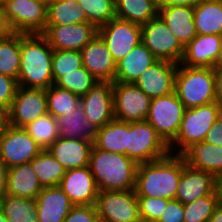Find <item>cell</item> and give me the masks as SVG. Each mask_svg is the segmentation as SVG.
I'll list each match as a JSON object with an SVG mask.
<instances>
[{
  "label": "cell",
  "instance_id": "f6af8a7d",
  "mask_svg": "<svg viewBox=\"0 0 222 222\" xmlns=\"http://www.w3.org/2000/svg\"><path fill=\"white\" fill-rule=\"evenodd\" d=\"M158 221L184 222V205L176 199L169 200Z\"/></svg>",
  "mask_w": 222,
  "mask_h": 222
},
{
  "label": "cell",
  "instance_id": "11a10c76",
  "mask_svg": "<svg viewBox=\"0 0 222 222\" xmlns=\"http://www.w3.org/2000/svg\"><path fill=\"white\" fill-rule=\"evenodd\" d=\"M213 68H222V44H221V47L219 49V54H218V57L215 61V64H214Z\"/></svg>",
  "mask_w": 222,
  "mask_h": 222
},
{
  "label": "cell",
  "instance_id": "cb8c5ba5",
  "mask_svg": "<svg viewBox=\"0 0 222 222\" xmlns=\"http://www.w3.org/2000/svg\"><path fill=\"white\" fill-rule=\"evenodd\" d=\"M158 16L167 24L183 47L197 35L193 18L194 7L160 6Z\"/></svg>",
  "mask_w": 222,
  "mask_h": 222
},
{
  "label": "cell",
  "instance_id": "44dd1931",
  "mask_svg": "<svg viewBox=\"0 0 222 222\" xmlns=\"http://www.w3.org/2000/svg\"><path fill=\"white\" fill-rule=\"evenodd\" d=\"M222 44V36L197 34L185 47L180 64L213 68Z\"/></svg>",
  "mask_w": 222,
  "mask_h": 222
},
{
  "label": "cell",
  "instance_id": "6f0895ef",
  "mask_svg": "<svg viewBox=\"0 0 222 222\" xmlns=\"http://www.w3.org/2000/svg\"><path fill=\"white\" fill-rule=\"evenodd\" d=\"M47 7L50 5V4H53L55 2H58L60 0H41Z\"/></svg>",
  "mask_w": 222,
  "mask_h": 222
},
{
  "label": "cell",
  "instance_id": "83f0119b",
  "mask_svg": "<svg viewBox=\"0 0 222 222\" xmlns=\"http://www.w3.org/2000/svg\"><path fill=\"white\" fill-rule=\"evenodd\" d=\"M58 138H73L92 143L96 140L97 128L87 120L82 105L72 115L57 118Z\"/></svg>",
  "mask_w": 222,
  "mask_h": 222
},
{
  "label": "cell",
  "instance_id": "ba28073f",
  "mask_svg": "<svg viewBox=\"0 0 222 222\" xmlns=\"http://www.w3.org/2000/svg\"><path fill=\"white\" fill-rule=\"evenodd\" d=\"M95 206L99 222H142L135 190L99 191Z\"/></svg>",
  "mask_w": 222,
  "mask_h": 222
},
{
  "label": "cell",
  "instance_id": "ee69618b",
  "mask_svg": "<svg viewBox=\"0 0 222 222\" xmlns=\"http://www.w3.org/2000/svg\"><path fill=\"white\" fill-rule=\"evenodd\" d=\"M17 87L16 79L0 73V106L10 109Z\"/></svg>",
  "mask_w": 222,
  "mask_h": 222
},
{
  "label": "cell",
  "instance_id": "60d3db41",
  "mask_svg": "<svg viewBox=\"0 0 222 222\" xmlns=\"http://www.w3.org/2000/svg\"><path fill=\"white\" fill-rule=\"evenodd\" d=\"M215 191L184 205V222H208L217 207Z\"/></svg>",
  "mask_w": 222,
  "mask_h": 222
},
{
  "label": "cell",
  "instance_id": "9f6ffc18",
  "mask_svg": "<svg viewBox=\"0 0 222 222\" xmlns=\"http://www.w3.org/2000/svg\"><path fill=\"white\" fill-rule=\"evenodd\" d=\"M0 222H10L3 214L2 209L0 208Z\"/></svg>",
  "mask_w": 222,
  "mask_h": 222
},
{
  "label": "cell",
  "instance_id": "9c48e42d",
  "mask_svg": "<svg viewBox=\"0 0 222 222\" xmlns=\"http://www.w3.org/2000/svg\"><path fill=\"white\" fill-rule=\"evenodd\" d=\"M141 42L158 60L176 64L182 60L184 47L159 16L141 25Z\"/></svg>",
  "mask_w": 222,
  "mask_h": 222
},
{
  "label": "cell",
  "instance_id": "f546056e",
  "mask_svg": "<svg viewBox=\"0 0 222 222\" xmlns=\"http://www.w3.org/2000/svg\"><path fill=\"white\" fill-rule=\"evenodd\" d=\"M93 145L100 150L127 156V122L114 119L97 129L96 140Z\"/></svg>",
  "mask_w": 222,
  "mask_h": 222
},
{
  "label": "cell",
  "instance_id": "7402d4cb",
  "mask_svg": "<svg viewBox=\"0 0 222 222\" xmlns=\"http://www.w3.org/2000/svg\"><path fill=\"white\" fill-rule=\"evenodd\" d=\"M93 143L73 138H58L47 150L66 169L89 166Z\"/></svg>",
  "mask_w": 222,
  "mask_h": 222
},
{
  "label": "cell",
  "instance_id": "bcb514c9",
  "mask_svg": "<svg viewBox=\"0 0 222 222\" xmlns=\"http://www.w3.org/2000/svg\"><path fill=\"white\" fill-rule=\"evenodd\" d=\"M204 142L222 146V115L209 129Z\"/></svg>",
  "mask_w": 222,
  "mask_h": 222
},
{
  "label": "cell",
  "instance_id": "5bb4252c",
  "mask_svg": "<svg viewBox=\"0 0 222 222\" xmlns=\"http://www.w3.org/2000/svg\"><path fill=\"white\" fill-rule=\"evenodd\" d=\"M116 63L141 43V25L113 18L98 28Z\"/></svg>",
  "mask_w": 222,
  "mask_h": 222
},
{
  "label": "cell",
  "instance_id": "52a82bcc",
  "mask_svg": "<svg viewBox=\"0 0 222 222\" xmlns=\"http://www.w3.org/2000/svg\"><path fill=\"white\" fill-rule=\"evenodd\" d=\"M186 108L176 92L151 99L146 121L169 145L177 136Z\"/></svg>",
  "mask_w": 222,
  "mask_h": 222
},
{
  "label": "cell",
  "instance_id": "d6986e66",
  "mask_svg": "<svg viewBox=\"0 0 222 222\" xmlns=\"http://www.w3.org/2000/svg\"><path fill=\"white\" fill-rule=\"evenodd\" d=\"M82 63L98 81L114 82L117 63L99 34L81 50Z\"/></svg>",
  "mask_w": 222,
  "mask_h": 222
},
{
  "label": "cell",
  "instance_id": "30bf717a",
  "mask_svg": "<svg viewBox=\"0 0 222 222\" xmlns=\"http://www.w3.org/2000/svg\"><path fill=\"white\" fill-rule=\"evenodd\" d=\"M4 9L14 32L42 34L45 31L48 7L41 0H8Z\"/></svg>",
  "mask_w": 222,
  "mask_h": 222
},
{
  "label": "cell",
  "instance_id": "ac0fdd59",
  "mask_svg": "<svg viewBox=\"0 0 222 222\" xmlns=\"http://www.w3.org/2000/svg\"><path fill=\"white\" fill-rule=\"evenodd\" d=\"M59 186L74 205L96 204L99 190L89 166L66 170Z\"/></svg>",
  "mask_w": 222,
  "mask_h": 222
},
{
  "label": "cell",
  "instance_id": "d590c367",
  "mask_svg": "<svg viewBox=\"0 0 222 222\" xmlns=\"http://www.w3.org/2000/svg\"><path fill=\"white\" fill-rule=\"evenodd\" d=\"M46 96L48 114L56 119L62 115H72L81 105L79 96L54 84L46 89Z\"/></svg>",
  "mask_w": 222,
  "mask_h": 222
},
{
  "label": "cell",
  "instance_id": "ffe728a7",
  "mask_svg": "<svg viewBox=\"0 0 222 222\" xmlns=\"http://www.w3.org/2000/svg\"><path fill=\"white\" fill-rule=\"evenodd\" d=\"M215 181L216 177L212 173L191 168L183 159V171L175 199L186 205L208 196L215 190Z\"/></svg>",
  "mask_w": 222,
  "mask_h": 222
},
{
  "label": "cell",
  "instance_id": "8d00e7d4",
  "mask_svg": "<svg viewBox=\"0 0 222 222\" xmlns=\"http://www.w3.org/2000/svg\"><path fill=\"white\" fill-rule=\"evenodd\" d=\"M23 128L43 150L58 139L57 120L50 114L37 118Z\"/></svg>",
  "mask_w": 222,
  "mask_h": 222
},
{
  "label": "cell",
  "instance_id": "681fc988",
  "mask_svg": "<svg viewBox=\"0 0 222 222\" xmlns=\"http://www.w3.org/2000/svg\"><path fill=\"white\" fill-rule=\"evenodd\" d=\"M200 0H156L160 6H190L194 7Z\"/></svg>",
  "mask_w": 222,
  "mask_h": 222
},
{
  "label": "cell",
  "instance_id": "9a60e30c",
  "mask_svg": "<svg viewBox=\"0 0 222 222\" xmlns=\"http://www.w3.org/2000/svg\"><path fill=\"white\" fill-rule=\"evenodd\" d=\"M80 102L87 120L97 129L115 119L111 81H97Z\"/></svg>",
  "mask_w": 222,
  "mask_h": 222
},
{
  "label": "cell",
  "instance_id": "680465c9",
  "mask_svg": "<svg viewBox=\"0 0 222 222\" xmlns=\"http://www.w3.org/2000/svg\"><path fill=\"white\" fill-rule=\"evenodd\" d=\"M8 0H0V6L4 7Z\"/></svg>",
  "mask_w": 222,
  "mask_h": 222
},
{
  "label": "cell",
  "instance_id": "f1b7e54d",
  "mask_svg": "<svg viewBox=\"0 0 222 222\" xmlns=\"http://www.w3.org/2000/svg\"><path fill=\"white\" fill-rule=\"evenodd\" d=\"M193 18L197 34L222 36V0H200Z\"/></svg>",
  "mask_w": 222,
  "mask_h": 222
},
{
  "label": "cell",
  "instance_id": "3957f363",
  "mask_svg": "<svg viewBox=\"0 0 222 222\" xmlns=\"http://www.w3.org/2000/svg\"><path fill=\"white\" fill-rule=\"evenodd\" d=\"M137 166L124 154L92 147L89 168L99 191L135 190Z\"/></svg>",
  "mask_w": 222,
  "mask_h": 222
},
{
  "label": "cell",
  "instance_id": "1f68e13d",
  "mask_svg": "<svg viewBox=\"0 0 222 222\" xmlns=\"http://www.w3.org/2000/svg\"><path fill=\"white\" fill-rule=\"evenodd\" d=\"M30 163L43 188L60 185L66 169L47 149L42 150Z\"/></svg>",
  "mask_w": 222,
  "mask_h": 222
},
{
  "label": "cell",
  "instance_id": "484cf974",
  "mask_svg": "<svg viewBox=\"0 0 222 222\" xmlns=\"http://www.w3.org/2000/svg\"><path fill=\"white\" fill-rule=\"evenodd\" d=\"M158 59L141 42L117 62L114 82L134 83L144 70Z\"/></svg>",
  "mask_w": 222,
  "mask_h": 222
},
{
  "label": "cell",
  "instance_id": "603a6c76",
  "mask_svg": "<svg viewBox=\"0 0 222 222\" xmlns=\"http://www.w3.org/2000/svg\"><path fill=\"white\" fill-rule=\"evenodd\" d=\"M36 204L38 222H63L74 206L60 186L43 188Z\"/></svg>",
  "mask_w": 222,
  "mask_h": 222
},
{
  "label": "cell",
  "instance_id": "91938a15",
  "mask_svg": "<svg viewBox=\"0 0 222 222\" xmlns=\"http://www.w3.org/2000/svg\"><path fill=\"white\" fill-rule=\"evenodd\" d=\"M143 222H160L158 220H153V221H143Z\"/></svg>",
  "mask_w": 222,
  "mask_h": 222
},
{
  "label": "cell",
  "instance_id": "2e32d148",
  "mask_svg": "<svg viewBox=\"0 0 222 222\" xmlns=\"http://www.w3.org/2000/svg\"><path fill=\"white\" fill-rule=\"evenodd\" d=\"M98 34V28L89 22L73 25H46L42 35L55 50L81 51Z\"/></svg>",
  "mask_w": 222,
  "mask_h": 222
},
{
  "label": "cell",
  "instance_id": "d6a6232c",
  "mask_svg": "<svg viewBox=\"0 0 222 222\" xmlns=\"http://www.w3.org/2000/svg\"><path fill=\"white\" fill-rule=\"evenodd\" d=\"M0 208L10 222H38L36 199L5 194L0 197Z\"/></svg>",
  "mask_w": 222,
  "mask_h": 222
},
{
  "label": "cell",
  "instance_id": "7a4b0ae2",
  "mask_svg": "<svg viewBox=\"0 0 222 222\" xmlns=\"http://www.w3.org/2000/svg\"><path fill=\"white\" fill-rule=\"evenodd\" d=\"M53 48L42 34H21L18 86L48 89L54 84Z\"/></svg>",
  "mask_w": 222,
  "mask_h": 222
},
{
  "label": "cell",
  "instance_id": "7dc6e473",
  "mask_svg": "<svg viewBox=\"0 0 222 222\" xmlns=\"http://www.w3.org/2000/svg\"><path fill=\"white\" fill-rule=\"evenodd\" d=\"M14 33V30L12 29L4 7L0 6V39L6 38Z\"/></svg>",
  "mask_w": 222,
  "mask_h": 222
},
{
  "label": "cell",
  "instance_id": "8fae6325",
  "mask_svg": "<svg viewBox=\"0 0 222 222\" xmlns=\"http://www.w3.org/2000/svg\"><path fill=\"white\" fill-rule=\"evenodd\" d=\"M115 119L123 122L145 121L151 98L134 83L113 82Z\"/></svg>",
  "mask_w": 222,
  "mask_h": 222
},
{
  "label": "cell",
  "instance_id": "6da1fadb",
  "mask_svg": "<svg viewBox=\"0 0 222 222\" xmlns=\"http://www.w3.org/2000/svg\"><path fill=\"white\" fill-rule=\"evenodd\" d=\"M183 171L180 154L167 156L137 166L135 192L137 196L175 199Z\"/></svg>",
  "mask_w": 222,
  "mask_h": 222
},
{
  "label": "cell",
  "instance_id": "4dcf8cb0",
  "mask_svg": "<svg viewBox=\"0 0 222 222\" xmlns=\"http://www.w3.org/2000/svg\"><path fill=\"white\" fill-rule=\"evenodd\" d=\"M116 18L139 25L158 16L156 0H115Z\"/></svg>",
  "mask_w": 222,
  "mask_h": 222
},
{
  "label": "cell",
  "instance_id": "5b68a950",
  "mask_svg": "<svg viewBox=\"0 0 222 222\" xmlns=\"http://www.w3.org/2000/svg\"><path fill=\"white\" fill-rule=\"evenodd\" d=\"M221 115L222 108L216 101L207 105L186 109L178 134L168 145L169 152L181 154L192 143L203 142L209 129Z\"/></svg>",
  "mask_w": 222,
  "mask_h": 222
},
{
  "label": "cell",
  "instance_id": "db71d44e",
  "mask_svg": "<svg viewBox=\"0 0 222 222\" xmlns=\"http://www.w3.org/2000/svg\"><path fill=\"white\" fill-rule=\"evenodd\" d=\"M208 222H222V207H216Z\"/></svg>",
  "mask_w": 222,
  "mask_h": 222
},
{
  "label": "cell",
  "instance_id": "c3c4849f",
  "mask_svg": "<svg viewBox=\"0 0 222 222\" xmlns=\"http://www.w3.org/2000/svg\"><path fill=\"white\" fill-rule=\"evenodd\" d=\"M215 75V98L222 108V68H214Z\"/></svg>",
  "mask_w": 222,
  "mask_h": 222
},
{
  "label": "cell",
  "instance_id": "7c38bea8",
  "mask_svg": "<svg viewBox=\"0 0 222 222\" xmlns=\"http://www.w3.org/2000/svg\"><path fill=\"white\" fill-rule=\"evenodd\" d=\"M46 114H48L46 89L17 87L8 110L10 126L23 128Z\"/></svg>",
  "mask_w": 222,
  "mask_h": 222
},
{
  "label": "cell",
  "instance_id": "d4e9b609",
  "mask_svg": "<svg viewBox=\"0 0 222 222\" xmlns=\"http://www.w3.org/2000/svg\"><path fill=\"white\" fill-rule=\"evenodd\" d=\"M184 162L191 168L222 175V146L206 142L192 143L181 154Z\"/></svg>",
  "mask_w": 222,
  "mask_h": 222
},
{
  "label": "cell",
  "instance_id": "4fadbf2b",
  "mask_svg": "<svg viewBox=\"0 0 222 222\" xmlns=\"http://www.w3.org/2000/svg\"><path fill=\"white\" fill-rule=\"evenodd\" d=\"M42 150L24 128L9 125L0 135V159L8 169L30 162Z\"/></svg>",
  "mask_w": 222,
  "mask_h": 222
},
{
  "label": "cell",
  "instance_id": "7bdbcfd3",
  "mask_svg": "<svg viewBox=\"0 0 222 222\" xmlns=\"http://www.w3.org/2000/svg\"><path fill=\"white\" fill-rule=\"evenodd\" d=\"M63 222H99L95 205H74Z\"/></svg>",
  "mask_w": 222,
  "mask_h": 222
},
{
  "label": "cell",
  "instance_id": "816d5d0a",
  "mask_svg": "<svg viewBox=\"0 0 222 222\" xmlns=\"http://www.w3.org/2000/svg\"><path fill=\"white\" fill-rule=\"evenodd\" d=\"M9 126V115L8 109L0 106V135L6 130Z\"/></svg>",
  "mask_w": 222,
  "mask_h": 222
},
{
  "label": "cell",
  "instance_id": "836d02e7",
  "mask_svg": "<svg viewBox=\"0 0 222 222\" xmlns=\"http://www.w3.org/2000/svg\"><path fill=\"white\" fill-rule=\"evenodd\" d=\"M85 11L77 0H60L48 6L46 25H73L85 23Z\"/></svg>",
  "mask_w": 222,
  "mask_h": 222
},
{
  "label": "cell",
  "instance_id": "f907efd6",
  "mask_svg": "<svg viewBox=\"0 0 222 222\" xmlns=\"http://www.w3.org/2000/svg\"><path fill=\"white\" fill-rule=\"evenodd\" d=\"M7 176H8V168L4 164V162L0 159V197L5 195L7 188Z\"/></svg>",
  "mask_w": 222,
  "mask_h": 222
},
{
  "label": "cell",
  "instance_id": "b9f144b4",
  "mask_svg": "<svg viewBox=\"0 0 222 222\" xmlns=\"http://www.w3.org/2000/svg\"><path fill=\"white\" fill-rule=\"evenodd\" d=\"M141 221L159 220L169 199L137 196Z\"/></svg>",
  "mask_w": 222,
  "mask_h": 222
},
{
  "label": "cell",
  "instance_id": "74e56055",
  "mask_svg": "<svg viewBox=\"0 0 222 222\" xmlns=\"http://www.w3.org/2000/svg\"><path fill=\"white\" fill-rule=\"evenodd\" d=\"M85 11L87 21L97 28L116 17L115 0H77Z\"/></svg>",
  "mask_w": 222,
  "mask_h": 222
},
{
  "label": "cell",
  "instance_id": "4316f807",
  "mask_svg": "<svg viewBox=\"0 0 222 222\" xmlns=\"http://www.w3.org/2000/svg\"><path fill=\"white\" fill-rule=\"evenodd\" d=\"M43 189L37 175L27 162L8 169L5 194L28 199H36Z\"/></svg>",
  "mask_w": 222,
  "mask_h": 222
},
{
  "label": "cell",
  "instance_id": "277c9868",
  "mask_svg": "<svg viewBox=\"0 0 222 222\" xmlns=\"http://www.w3.org/2000/svg\"><path fill=\"white\" fill-rule=\"evenodd\" d=\"M174 91L186 109L216 101L214 68L178 64Z\"/></svg>",
  "mask_w": 222,
  "mask_h": 222
},
{
  "label": "cell",
  "instance_id": "8992f818",
  "mask_svg": "<svg viewBox=\"0 0 222 222\" xmlns=\"http://www.w3.org/2000/svg\"><path fill=\"white\" fill-rule=\"evenodd\" d=\"M169 153V146L146 120L127 122V157L140 164L158 160Z\"/></svg>",
  "mask_w": 222,
  "mask_h": 222
},
{
  "label": "cell",
  "instance_id": "e575fe53",
  "mask_svg": "<svg viewBox=\"0 0 222 222\" xmlns=\"http://www.w3.org/2000/svg\"><path fill=\"white\" fill-rule=\"evenodd\" d=\"M21 62V34L0 39V73L18 80Z\"/></svg>",
  "mask_w": 222,
  "mask_h": 222
},
{
  "label": "cell",
  "instance_id": "f35d334b",
  "mask_svg": "<svg viewBox=\"0 0 222 222\" xmlns=\"http://www.w3.org/2000/svg\"><path fill=\"white\" fill-rule=\"evenodd\" d=\"M98 80L85 68L81 67L70 74L59 77L54 85L67 89L79 97L86 93L96 84Z\"/></svg>",
  "mask_w": 222,
  "mask_h": 222
},
{
  "label": "cell",
  "instance_id": "f5cc1de1",
  "mask_svg": "<svg viewBox=\"0 0 222 222\" xmlns=\"http://www.w3.org/2000/svg\"><path fill=\"white\" fill-rule=\"evenodd\" d=\"M215 193L217 197V205L222 207V175L216 177L215 181Z\"/></svg>",
  "mask_w": 222,
  "mask_h": 222
},
{
  "label": "cell",
  "instance_id": "ab89813d",
  "mask_svg": "<svg viewBox=\"0 0 222 222\" xmlns=\"http://www.w3.org/2000/svg\"><path fill=\"white\" fill-rule=\"evenodd\" d=\"M83 67L81 51L53 49L52 72L54 82L65 74Z\"/></svg>",
  "mask_w": 222,
  "mask_h": 222
},
{
  "label": "cell",
  "instance_id": "e0dca14e",
  "mask_svg": "<svg viewBox=\"0 0 222 222\" xmlns=\"http://www.w3.org/2000/svg\"><path fill=\"white\" fill-rule=\"evenodd\" d=\"M178 64L157 60L142 72L134 82L148 97L156 98L174 92Z\"/></svg>",
  "mask_w": 222,
  "mask_h": 222
}]
</instances>
